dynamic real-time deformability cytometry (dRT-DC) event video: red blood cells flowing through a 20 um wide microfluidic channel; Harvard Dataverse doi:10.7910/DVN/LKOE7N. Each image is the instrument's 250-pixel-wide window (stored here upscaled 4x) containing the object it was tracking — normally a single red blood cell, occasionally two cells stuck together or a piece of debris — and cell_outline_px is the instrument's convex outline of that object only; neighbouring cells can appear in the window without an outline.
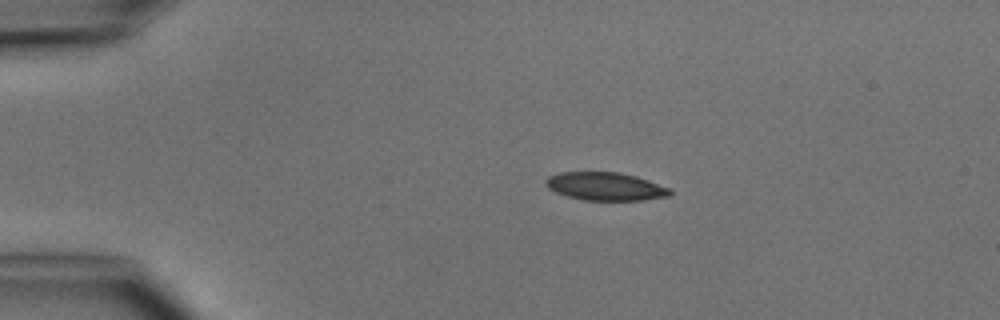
{"species": "common noctule bat (a hibernating species)", "species_latin": "Nyctalus noctula", "temperature_condition": "cold", "stored_images_in_passage": 3, "camera_frame_rate_fps": 3000, "um_per_image_px": 0.085, "animal": {"sex": "male", "body_mass_g": 15.6}, "frame": {"image": 1, "passage_image": 2, "time_ms": 1.0, "image_size_px": [1000, 320], "cell_outline_px": [[672, 192], [668, 196], [644, 200], [584, 200], [568, 196], [556, 192], [548, 188], [544, 184], [544, 180], [548, 176], [560, 172], [620, 172], [636, 176], [672, 188]], "centroid_in_image_um": [51.46, 15.83], "position_along_channel_um": 33.5, "area_um2": 20.46}}